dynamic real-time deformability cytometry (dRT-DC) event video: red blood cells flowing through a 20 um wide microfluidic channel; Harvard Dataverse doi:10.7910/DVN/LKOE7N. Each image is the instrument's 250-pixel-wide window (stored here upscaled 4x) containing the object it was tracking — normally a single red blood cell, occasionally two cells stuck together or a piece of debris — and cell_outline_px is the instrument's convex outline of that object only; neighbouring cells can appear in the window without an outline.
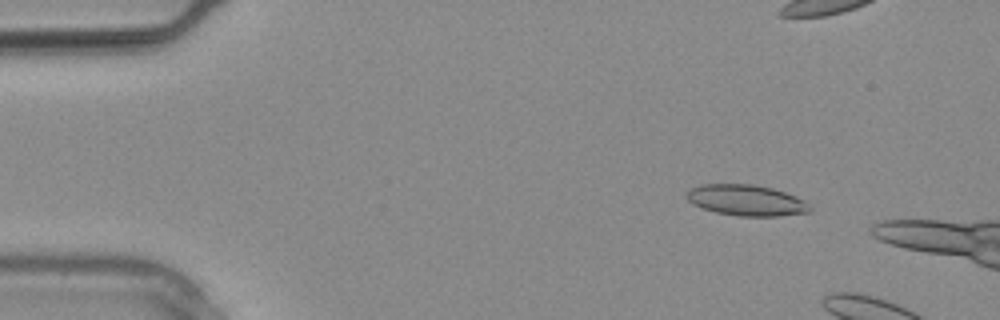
{"species": "common noctule bat (a hibernating species)", "species_latin": "Nyctalus noctula", "temperature_condition": "warm", "stored_images_in_passage": 3, "camera_frame_rate_fps": 3000, "um_per_image_px": 0.085, "animal": {"sex": "male", "body_mass_g": 20.4}, "frame": {"image": 1, "passage_image": 1, "time_ms": 0.0, "image_size_px": [1000, 320], "cell_outline_px": [[812, 212], [780, 216], [740, 216], [716, 212], [692, 204], [688, 200], [688, 192], [692, 188], [700, 184], [752, 184], [772, 188], [796, 196], [804, 200], [812, 208]], "centroid_in_image_um": [63.48, 17.03], "position_along_channel_um": 21.5, "area_um2": 22.14}}